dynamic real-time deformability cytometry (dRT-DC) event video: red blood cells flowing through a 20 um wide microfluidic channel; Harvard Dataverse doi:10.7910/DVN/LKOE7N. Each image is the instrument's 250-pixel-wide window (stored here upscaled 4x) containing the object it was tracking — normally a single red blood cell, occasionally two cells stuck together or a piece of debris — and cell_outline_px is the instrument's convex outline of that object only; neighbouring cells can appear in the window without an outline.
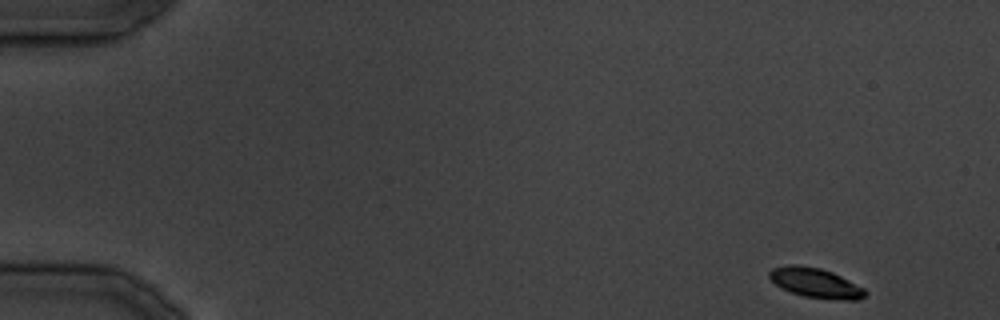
{"species": "common noctule bat (a hibernating species)", "species_latin": "Nyctalus noctula", "temperature_condition": "cold", "stored_images_in_passage": 34, "camera_frame_rate_fps": 3000, "um_per_image_px": 0.085, "animal": {"sex": "male", "body_mass_g": 19.5, "forearm_length_mm": 54.6}, "frame": {"image": 1, "passage_image": 1, "time_ms": 0.0, "image_size_px": [1000, 320], "cell_outline_px": [[868, 292], [860, 300], [840, 300], [804, 296], [780, 288], [768, 276], [768, 272], [772, 268], [788, 264], [796, 264], [820, 268], [832, 272], [864, 288]], "centroid_in_image_um": [69.31, 24.04], "position_along_channel_um": 15.7, "area_um2": 16.59}}
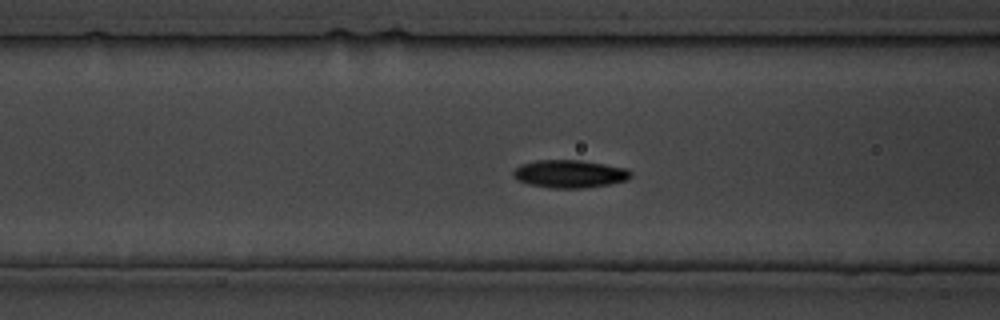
{"frame": {"image": 2, "passage_image": 13, "time_ms": 14.667, "image_size_px": [1000, 320], "cell_outline_px": [[632, 176], [628, 180], [608, 184], [584, 188], [552, 188], [528, 184], [512, 176], [512, 172], [520, 164], [536, 160], [580, 160], [628, 168], [632, 172]], "centroid_in_image_um": [48.44, 14.77], "position_along_channel_um": 118.2, "area_um2": 19.13}}
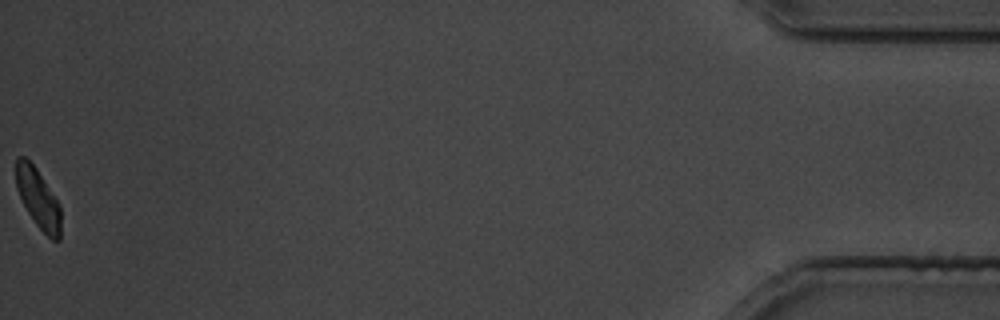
{"frame": {"image": 3, "passage_image": 34, "time_ms": 40.667, "image_size_px": [1000, 320], "cell_outline_px": [[60, 240], [52, 240], [36, 224], [28, 212], [16, 188], [16, 156], [24, 156], [36, 168], [60, 204]], "centroid_in_image_um": [3.24, 16.85], "position_along_channel_um": 432.0, "area_um2": 15.32}}